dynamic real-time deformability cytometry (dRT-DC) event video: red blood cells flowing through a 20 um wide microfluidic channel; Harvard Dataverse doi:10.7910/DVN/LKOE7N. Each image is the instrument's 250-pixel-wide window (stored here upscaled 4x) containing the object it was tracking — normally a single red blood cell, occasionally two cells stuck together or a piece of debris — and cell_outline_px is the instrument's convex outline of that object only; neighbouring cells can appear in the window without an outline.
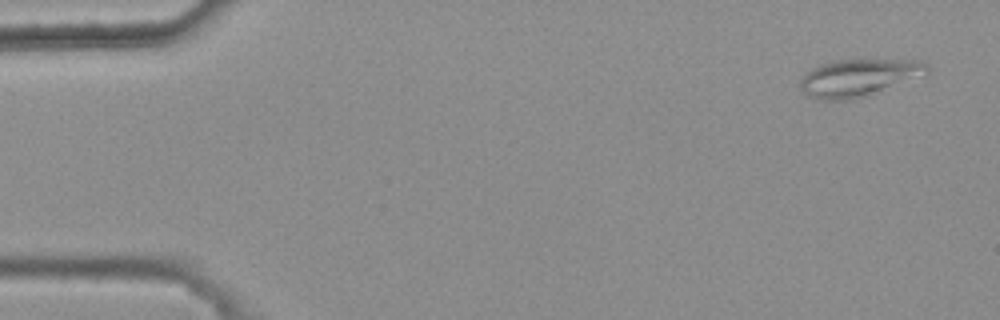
{"species": "common noctule bat (a hibernating species)", "species_latin": "Nyctalus noctula", "temperature_condition": "warm", "stored_images_in_passage": 7, "camera_frame_rate_fps": 3000, "um_per_image_px": 0.085, "animal": {"sex": "female", "body_mass_g": 25.1}, "frame": {"image": 1, "passage_image": 1, "time_ms": 0.0, "image_size_px": [1000, 320], "cell_outline_px": [[928, 76], [868, 96], [848, 100], [820, 100], [808, 96], [800, 88], [800, 80], [812, 68], [820, 64], [832, 60], [920, 60], [928, 64]], "centroid_in_image_um": [73.07, 6.62], "position_along_channel_um": 11.9, "area_um2": 28.15}}
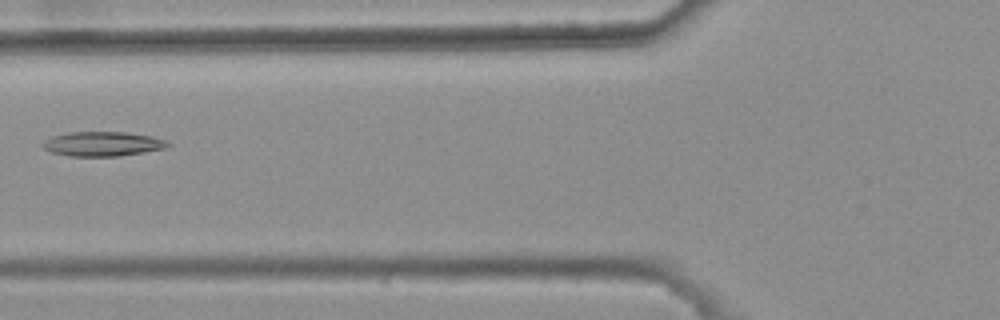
{"frame": {"image": 2, "passage_image": 6, "time_ms": 1.667, "image_size_px": [1000, 320], "cell_outline_px": [[172, 144], [168, 148], [120, 156], [68, 156], [52, 152], [44, 148], [40, 144], [44, 140], [52, 136], [68, 132], [128, 132], [152, 136], [164, 140]], "centroid_in_image_um": [8.73, 12.23], "position_along_channel_um": 117.1, "area_um2": 18.03}}
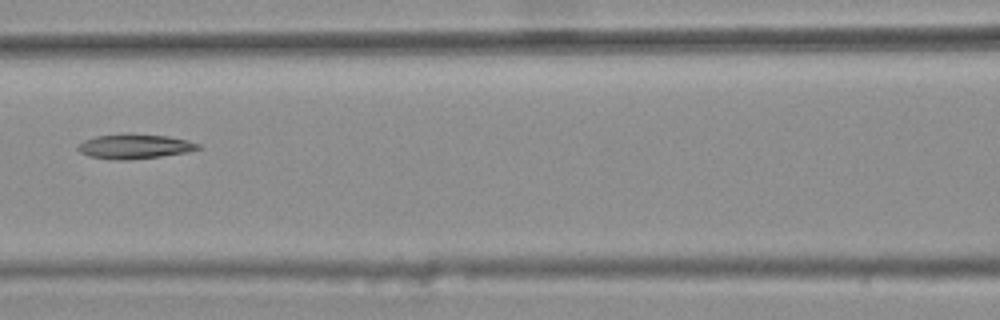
{"frame": {"image": 3, "passage_image": 7, "time_ms": 2.0, "image_size_px": [1000, 320], "cell_outline_px": [[200, 148], [188, 152], [160, 156], [128, 160], [112, 160], [88, 156], [80, 152], [76, 148], [84, 140], [96, 136], [128, 132], [132, 132], [168, 136], [188, 140], [200, 144]], "centroid_in_image_um": [11.43, 12.43], "position_along_channel_um": 155.2, "area_um2": 17.63}}